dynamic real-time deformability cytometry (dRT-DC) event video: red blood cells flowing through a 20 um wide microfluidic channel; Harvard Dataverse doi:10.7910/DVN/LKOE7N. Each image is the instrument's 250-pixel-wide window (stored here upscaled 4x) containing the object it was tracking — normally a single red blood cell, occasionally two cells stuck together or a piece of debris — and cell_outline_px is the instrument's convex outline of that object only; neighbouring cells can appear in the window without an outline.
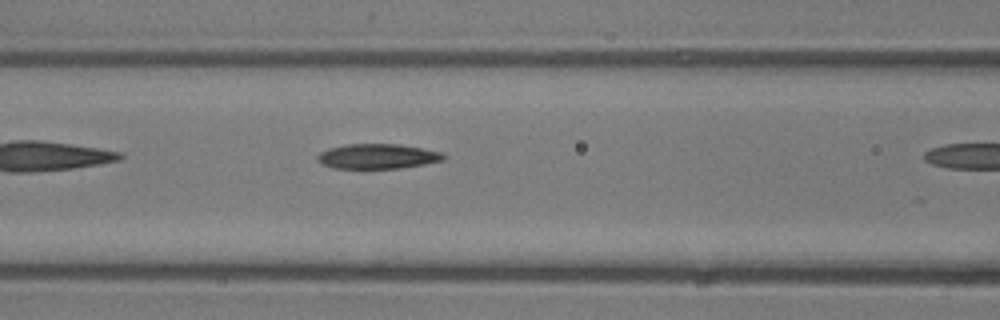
{"species": "common noctule bat (a hibernating species)", "species_latin": "Nyctalus noctula", "temperature_condition": "room temperature", "stored_images_in_passage": 7, "camera_frame_rate_fps": 3000, "um_per_image_px": 0.085, "animal": {"sex": "male", "body_mass_g": 13.3}, "frame": {"image": 1, "passage_image": 5, "time_ms": 4.667, "image_size_px": [1000, 320], "cell_outline_px": [[444, 160], [424, 164], [400, 168], [332, 168], [316, 160], [316, 156], [320, 152], [328, 148], [344, 144], [400, 144], [444, 152]], "centroid_in_image_um": [32.08, 13.28], "position_along_channel_um": 134.5, "area_um2": 18.38}}
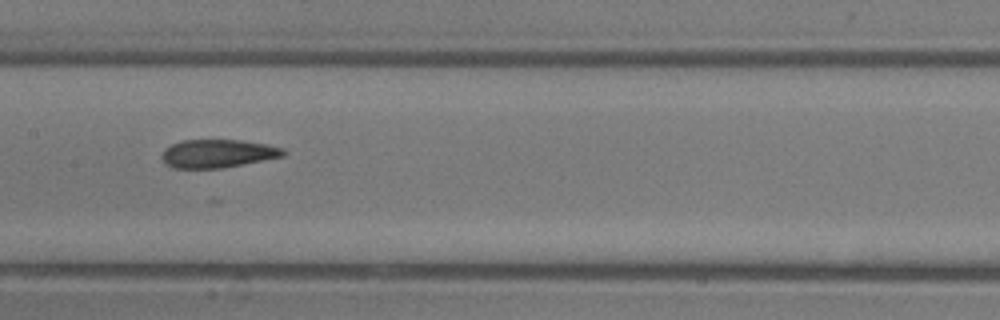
{"frame": {"image": 2, "passage_image": 7, "time_ms": 7.0, "image_size_px": [1000, 320], "cell_outline_px": [[288, 152], [284, 156], [224, 168], [172, 168], [164, 164], [160, 156], [164, 148], [180, 140], [240, 140], [268, 144], [284, 148]], "centroid_in_image_um": [18.5, 13.05], "position_along_channel_um": 188.9, "area_um2": 20.35}}